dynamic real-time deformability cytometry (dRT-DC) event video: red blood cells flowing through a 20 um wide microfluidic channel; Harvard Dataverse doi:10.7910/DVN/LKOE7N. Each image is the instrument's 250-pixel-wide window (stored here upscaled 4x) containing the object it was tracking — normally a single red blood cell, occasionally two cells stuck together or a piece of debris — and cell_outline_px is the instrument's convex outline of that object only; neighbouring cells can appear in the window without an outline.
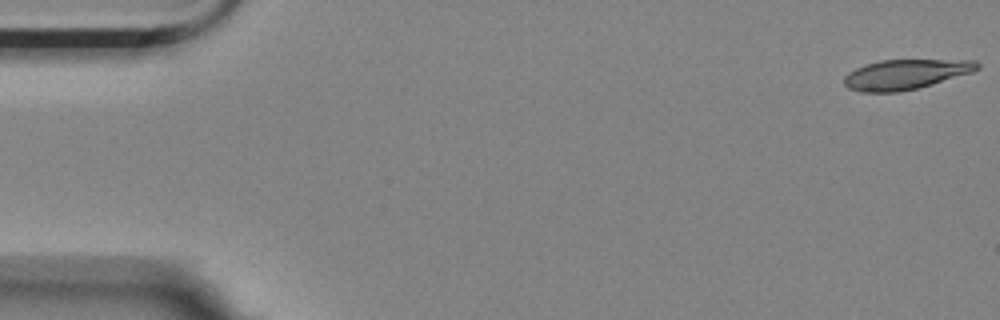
{"species": "Egyptian fruit bat (a non-hibernating species)", "species_latin": "Rousettus aegyptiacus", "temperature_condition": "room temperature", "stored_images_in_passage": 10, "camera_frame_rate_fps": 3000, "um_per_image_px": 0.085, "animal": {"sex": "female"}, "frame": {"image": 1, "passage_image": 1, "time_ms": 0.0, "image_size_px": [1000, 320], "cell_outline_px": [[980, 68], [972, 72], [916, 88], [896, 92], [860, 92], [848, 88], [844, 84], [844, 76], [848, 72], [864, 64], [880, 60], [976, 60], [980, 64]], "centroid_in_image_um": [76.94, 6.31], "position_along_channel_um": 8.1, "area_um2": 23.06}}